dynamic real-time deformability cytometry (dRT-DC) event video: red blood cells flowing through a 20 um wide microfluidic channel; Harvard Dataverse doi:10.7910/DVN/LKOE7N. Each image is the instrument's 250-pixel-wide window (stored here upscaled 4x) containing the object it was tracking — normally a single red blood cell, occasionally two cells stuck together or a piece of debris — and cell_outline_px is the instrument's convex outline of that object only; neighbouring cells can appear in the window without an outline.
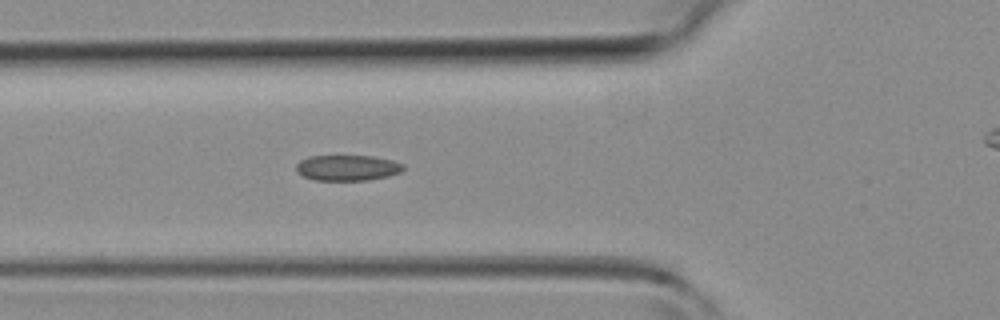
{"species": "common noctule bat (a hibernating species)", "species_latin": "Nyctalus noctula", "temperature_condition": "room temperature", "stored_images_in_passage": 35, "camera_frame_rate_fps": 3000, "um_per_image_px": 0.085, "animal": {"sex": "female", "body_mass_g": 19.3, "forearm_length_mm": 54.1}, "frame": {"image": 1, "passage_image": 14, "time_ms": 4.333, "image_size_px": [1000, 320], "cell_outline_px": [[404, 168], [400, 172], [388, 176], [368, 180], [312, 180], [296, 172], [296, 164], [300, 160], [308, 156], [372, 156], [392, 160], [404, 164]], "centroid_in_image_um": [29.51, 14.26], "position_along_channel_um": 96.3, "area_um2": 16.07}}
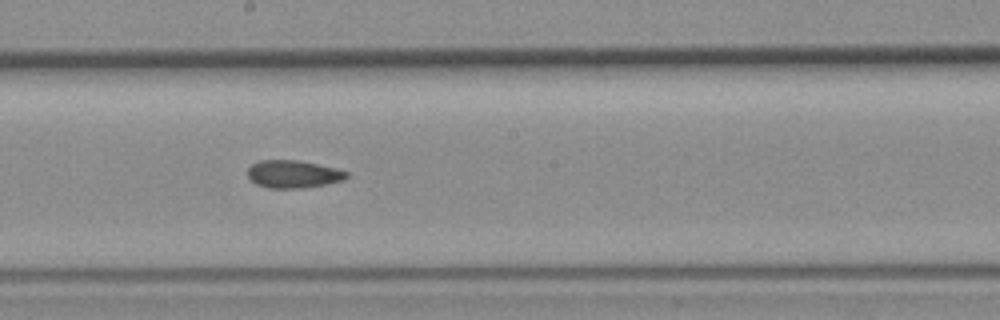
{"frame": {"image": 2, "passage_image": 22, "time_ms": 7.0, "image_size_px": [1000, 320], "cell_outline_px": [[348, 176], [344, 180], [324, 184], [300, 188], [268, 188], [256, 184], [248, 176], [248, 168], [252, 164], [260, 160], [300, 160], [336, 168], [348, 172]], "centroid_in_image_um": [24.92, 14.79], "position_along_channel_um": 223.3, "area_um2": 15.9}}
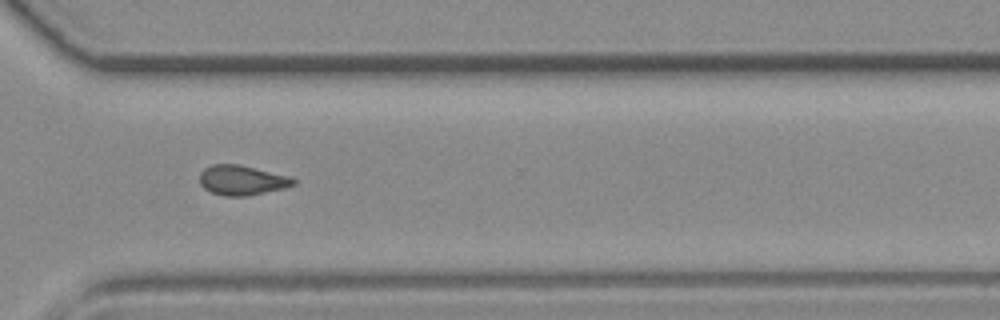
{"frame": {"image": 3, "passage_image": 30, "time_ms": 9.667, "image_size_px": [1000, 320], "cell_outline_px": [[296, 184], [284, 188], [244, 196], [224, 196], [212, 192], [204, 188], [200, 184], [200, 172], [204, 168], [212, 164], [240, 164], [292, 176], [296, 180]], "centroid_in_image_um": [20.58, 15.3], "position_along_channel_um": 350.0, "area_um2": 16.42}}